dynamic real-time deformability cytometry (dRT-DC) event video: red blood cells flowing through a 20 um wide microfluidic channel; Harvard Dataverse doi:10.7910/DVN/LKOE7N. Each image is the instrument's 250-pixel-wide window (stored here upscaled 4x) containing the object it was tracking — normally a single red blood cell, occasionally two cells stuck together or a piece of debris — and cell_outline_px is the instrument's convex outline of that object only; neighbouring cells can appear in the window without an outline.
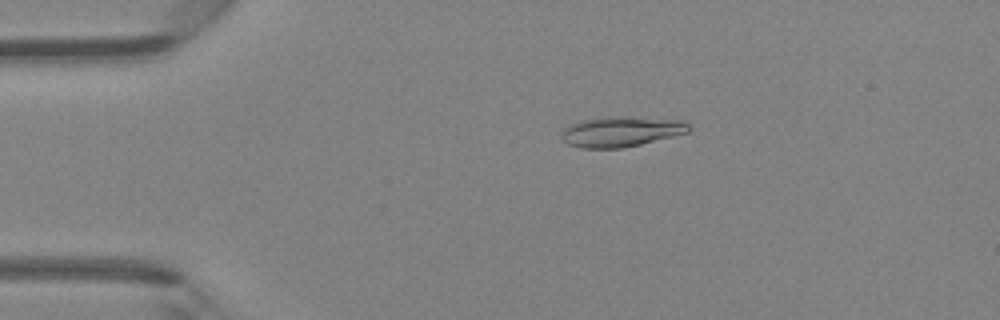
{"species": "Egyptian fruit bat (a non-hibernating species)", "species_latin": "Rousettus aegyptiacus", "temperature_condition": "room temperature", "stored_images_in_passage": 46, "camera_frame_rate_fps": 3000, "um_per_image_px": 0.085, "animal": {"sex": "female"}, "frame": {"image": 1, "passage_image": 9, "time_ms": 2.667, "image_size_px": [1000, 320], "cell_outline_px": [[692, 128], [688, 132], [624, 148], [580, 148], [568, 144], [560, 136], [564, 128], [572, 124], [584, 120], [604, 116], [628, 116], [684, 120]], "centroid_in_image_um": [52.81, 11.17], "position_along_channel_um": 32.2, "area_um2": 22.54}}
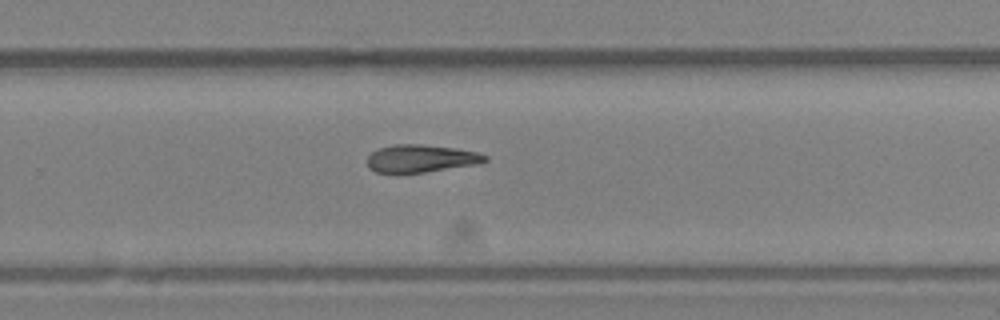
{"frame": {"image": 2, "passage_image": 30, "time_ms": 9.667, "image_size_px": [1000, 320], "cell_outline_px": [[488, 160], [480, 164], [424, 172], [376, 172], [368, 168], [368, 156], [372, 152], [380, 148], [392, 144], [420, 144], [456, 148], [476, 152], [488, 156]], "centroid_in_image_um": [35.81, 13.46], "position_along_channel_um": 294.0, "area_um2": 18.9}}
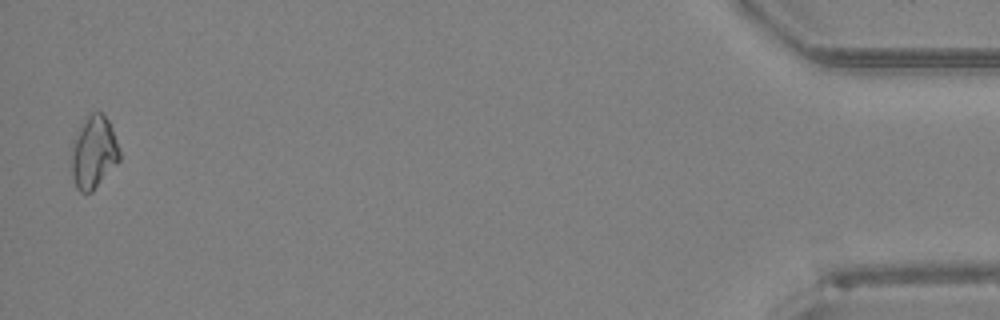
{"frame": {"image": 3, "passage_image": 45, "time_ms": 14.667, "image_size_px": [1000, 320], "cell_outline_px": [[120, 160], [92, 192], [80, 192], [76, 188], [72, 176], [72, 140], [84, 116], [92, 112], [104, 112], [108, 120], [120, 148]], "centroid_in_image_um": [7.95, 12.91], "position_along_channel_um": 427.2, "area_um2": 20.63}}